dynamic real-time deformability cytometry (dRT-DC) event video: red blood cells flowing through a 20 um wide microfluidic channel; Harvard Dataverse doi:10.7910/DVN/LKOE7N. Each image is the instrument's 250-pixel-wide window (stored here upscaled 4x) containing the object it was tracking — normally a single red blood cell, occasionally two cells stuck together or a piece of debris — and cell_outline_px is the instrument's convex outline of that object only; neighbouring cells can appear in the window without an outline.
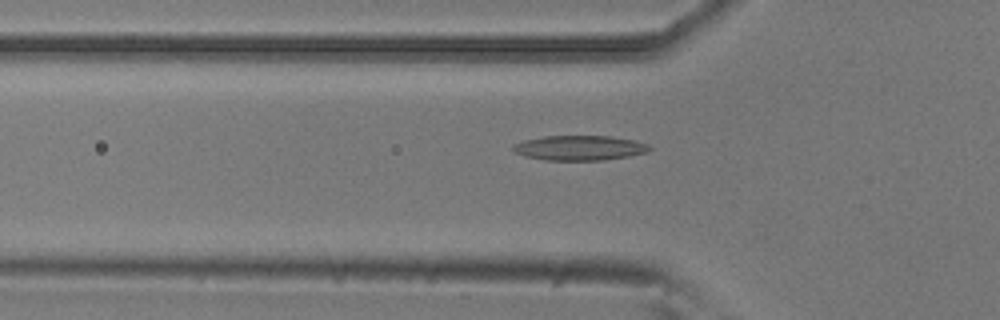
{"species": "common noctule bat (a hibernating species)", "species_latin": "Nyctalus noctula", "temperature_condition": "room temperature", "stored_images_in_passage": 53, "camera_frame_rate_fps": 3000, "um_per_image_px": 0.085, "animal": {"sex": "male", "body_mass_g": 20.5, "forearm_length_mm": 52.5}, "frame": {"image": 1, "passage_image": 17, "time_ms": 5.333, "image_size_px": [1000, 320], "cell_outline_px": [[652, 148], [648, 152], [628, 156], [604, 160], [544, 160], [524, 156], [516, 152], [512, 148], [512, 144], [524, 140], [544, 136], [612, 136], [636, 140], [648, 144]], "centroid_in_image_um": [49.28, 12.56], "position_along_channel_um": 76.5, "area_um2": 19.88}}
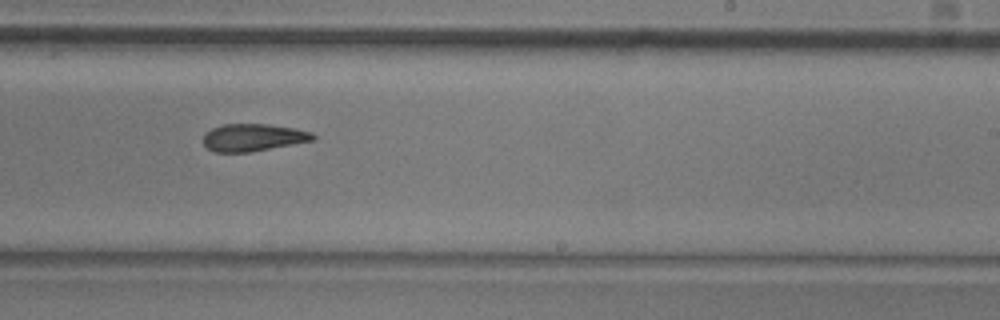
{"frame": {"image": 2, "passage_image": 32, "time_ms": 10.333, "image_size_px": [1000, 320], "cell_outline_px": [[316, 140], [248, 152], [212, 152], [204, 144], [204, 132], [212, 128], [224, 124], [268, 124], [296, 128], [312, 132], [316, 136]], "centroid_in_image_um": [21.53, 11.68], "position_along_channel_um": 267.5, "area_um2": 17.57}}
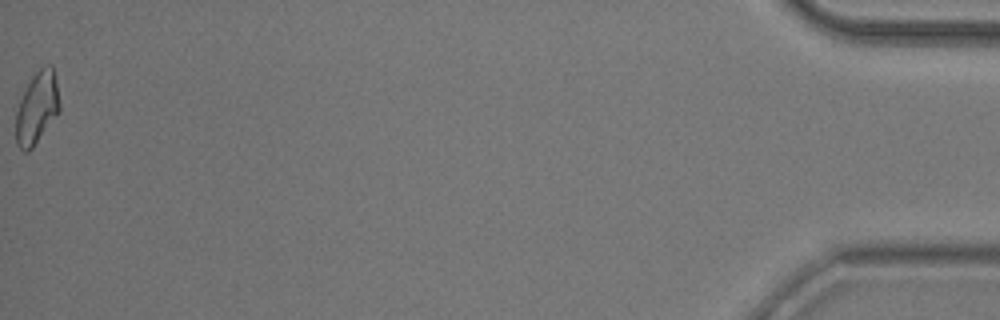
{"frame": {"image": 3, "passage_image": 53, "time_ms": 17.333, "image_size_px": [1000, 320], "cell_outline_px": [[60, 112], [32, 148], [28, 152], [24, 152], [16, 144], [16, 112], [20, 100], [32, 76], [44, 64], [52, 64], [60, 104]], "centroid_in_image_um": [3.15, 9.18], "position_along_channel_um": 432.1, "area_um2": 18.26}, "authors_computed_cell_mechanics": {"area_um2": 18.496, "velocity_mm_per_s": 3.7909, "shape_relaxation_time_tau1_ms": null, "shape_relaxation_time_tau2_ms": 7.0656, "deformation_change_tau1": null, "deformation_change_tau2": 0.1729}}